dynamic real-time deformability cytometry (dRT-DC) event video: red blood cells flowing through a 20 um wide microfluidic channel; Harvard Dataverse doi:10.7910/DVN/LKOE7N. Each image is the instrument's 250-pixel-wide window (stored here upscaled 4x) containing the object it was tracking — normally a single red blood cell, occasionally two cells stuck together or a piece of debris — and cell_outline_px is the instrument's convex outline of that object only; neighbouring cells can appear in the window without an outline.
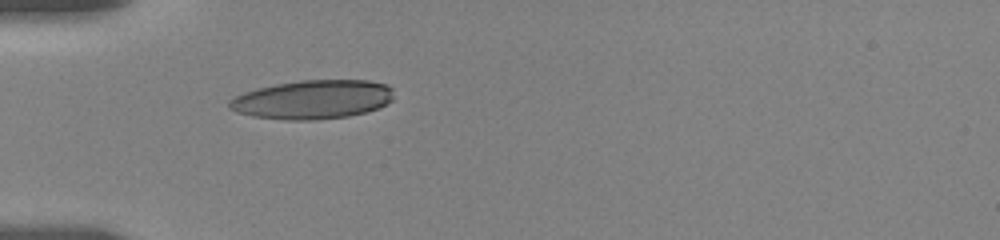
{"species": "human", "species_latin": "Homo sapiens", "temperature_condition": "room temperature", "stored_images_in_passage": 6, "camera_frame_rate_fps": 3000, "um_per_image_px": 0.085, "donor": {"sex": "female"}, "frame": {"image": 1, "passage_image": 1, "time_ms": 0.0, "image_size_px": [1000, 240], "cell_outline_px": [[392, 100], [388, 104], [364, 112], [348, 116], [316, 120], [284, 120], [256, 116], [236, 112], [228, 108], [228, 100], [244, 92], [256, 88], [276, 84], [300, 80], [368, 80], [388, 84], [392, 88]], "centroid_in_image_um": [26.57, 8.45], "position_along_channel_um": 58.4, "area_um2": 37.4}}
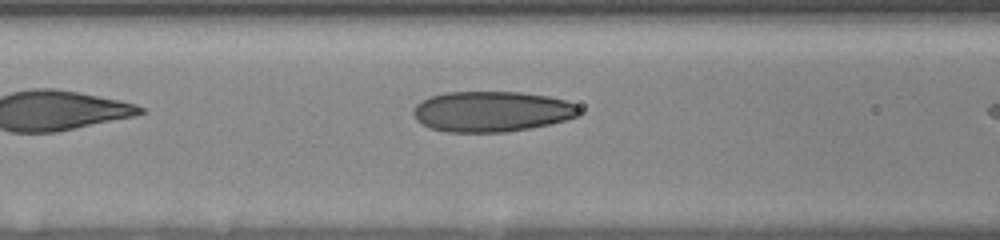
{"frame": {"image": 2, "passage_image": 4, "time_ms": 0.667, "image_size_px": [1000, 240], "cell_outline_px": [[580, 116], [552, 124], [504, 132], [444, 132], [428, 128], [416, 120], [412, 112], [412, 108], [420, 100], [432, 96], [448, 92], [520, 92], [548, 96], [564, 100], [576, 104], [580, 108]], "centroid_in_image_um": [41.78, 9.48], "position_along_channel_um": 124.8, "area_um2": 39.54}}